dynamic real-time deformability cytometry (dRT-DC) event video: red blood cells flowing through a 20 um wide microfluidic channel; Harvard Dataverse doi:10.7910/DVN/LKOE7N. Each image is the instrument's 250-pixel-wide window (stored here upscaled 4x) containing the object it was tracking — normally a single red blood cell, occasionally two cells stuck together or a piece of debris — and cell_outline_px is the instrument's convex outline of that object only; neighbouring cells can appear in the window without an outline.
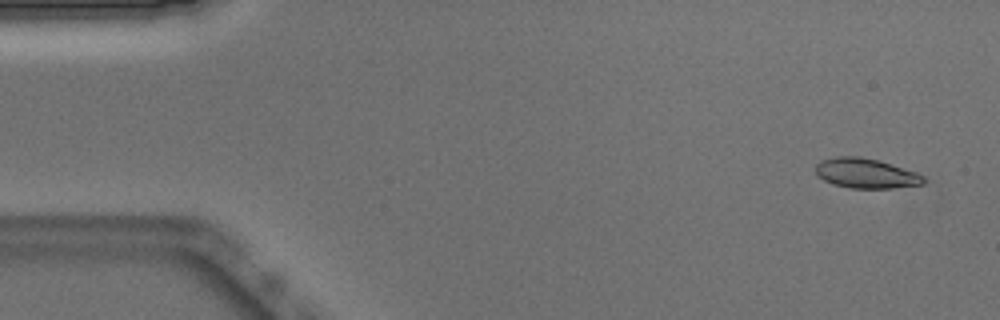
{"species": "Egyptian fruit bat (a non-hibernating species)", "species_latin": "Rousettus aegyptiacus", "temperature_condition": "warm", "stored_images_in_passage": 51, "camera_frame_rate_fps": 3000, "um_per_image_px": 0.085, "animal": {"sex": "male"}, "frame": {"image": 1, "passage_image": 3, "time_ms": 0.667, "image_size_px": [1000, 320], "cell_outline_px": [[928, 180], [924, 184], [892, 188], [848, 188], [832, 184], [824, 180], [816, 172], [816, 164], [820, 160], [836, 156], [860, 156], [880, 160], [916, 172], [924, 176]], "centroid_in_image_um": [73.63, 14.73], "position_along_channel_um": 11.4, "area_um2": 19.02}}
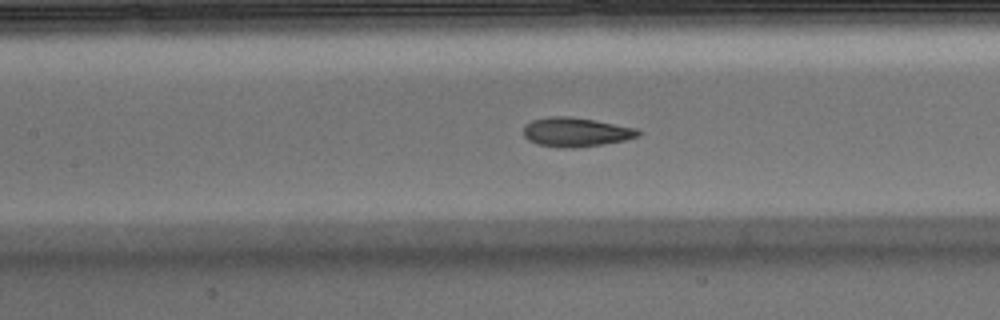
{"frame": {"image": 2, "passage_image": 23, "time_ms": 7.333, "image_size_px": [1000, 320], "cell_outline_px": [[640, 136], [624, 140], [600, 144], [572, 148], [560, 148], [540, 144], [528, 140], [524, 136], [524, 124], [532, 120], [548, 116], [568, 116], [596, 120], [636, 128], [640, 132]], "centroid_in_image_um": [48.93, 11.21], "position_along_channel_um": 158.5, "area_um2": 19.42}}
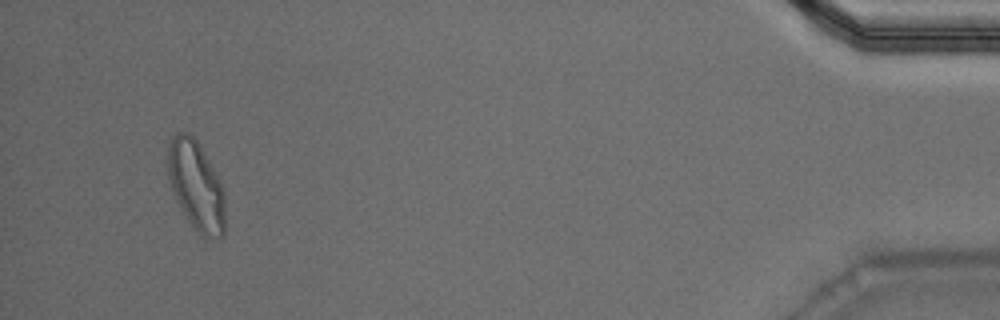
{"frame": {"image": 3, "passage_image": 49, "time_ms": 16.0, "image_size_px": [1000, 320], "cell_outline_px": [[224, 236], [208, 240], [200, 236], [192, 228], [176, 200], [168, 180], [164, 156], [168, 140], [176, 132], [188, 132], [196, 140], [220, 180], [224, 192]], "centroid_in_image_um": [16.61, 15.78], "position_along_channel_um": 418.6, "area_um2": 30.69}, "authors_computed_cell_mechanics": {"area_um2": 19.652, "velocity_mm_per_s": 3.8912, "shape_relaxation_time_tau1_ms": 5.5669, "shape_relaxation_time_tau2_ms": 1.0782, "deformation_change_tau1": 0.1812, "deformation_change_tau2": 0.0716}}